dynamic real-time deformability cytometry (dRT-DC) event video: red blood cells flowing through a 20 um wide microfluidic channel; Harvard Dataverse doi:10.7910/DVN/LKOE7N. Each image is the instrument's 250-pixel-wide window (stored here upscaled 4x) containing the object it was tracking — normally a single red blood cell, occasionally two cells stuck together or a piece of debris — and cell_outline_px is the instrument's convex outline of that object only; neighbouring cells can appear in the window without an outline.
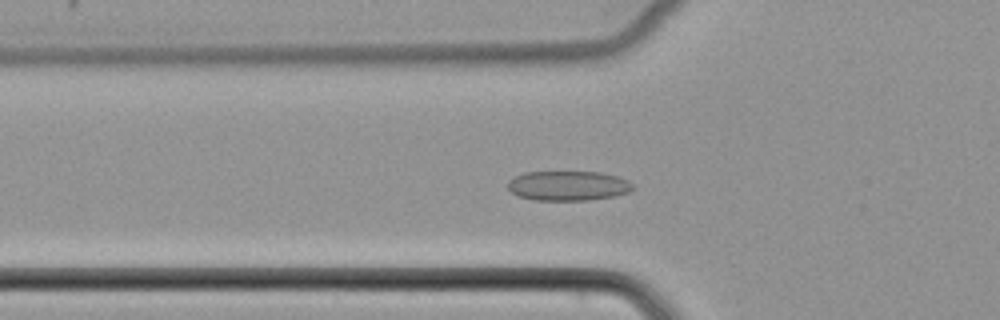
{"species": "common noctule bat (a hibernating species)", "species_latin": "Nyctalus noctula", "temperature_condition": "cold", "stored_images_in_passage": 51, "camera_frame_rate_fps": 3000, "um_per_image_px": 0.085, "animal": {"sex": "female", "body_mass_g": 22.7, "forearm_length_mm": 54.2}, "frame": {"image": 1, "passage_image": 19, "time_ms": 6.0, "image_size_px": [1000, 320], "cell_outline_px": [[636, 188], [628, 192], [616, 196], [588, 200], [532, 200], [520, 196], [512, 192], [508, 188], [508, 180], [524, 172], [600, 172], [620, 176], [628, 180]], "centroid_in_image_um": [48.33, 15.78], "position_along_channel_um": 77.5, "area_um2": 21.79}}
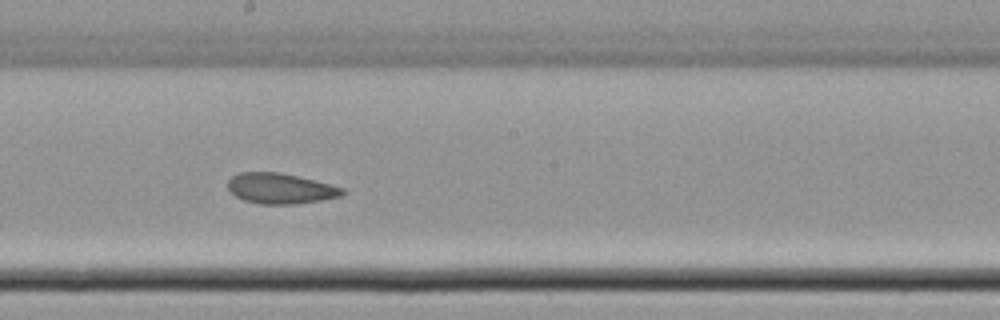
{"frame": {"image": 2, "passage_image": 30, "time_ms": 9.667, "image_size_px": [1000, 320], "cell_outline_px": [[348, 192], [340, 196], [320, 200], [296, 204], [260, 204], [244, 200], [236, 196], [228, 188], [228, 180], [232, 176], [240, 172], [280, 172], [344, 188]], "centroid_in_image_um": [23.82, 16.02], "position_along_channel_um": 224.4, "area_um2": 20.17}}
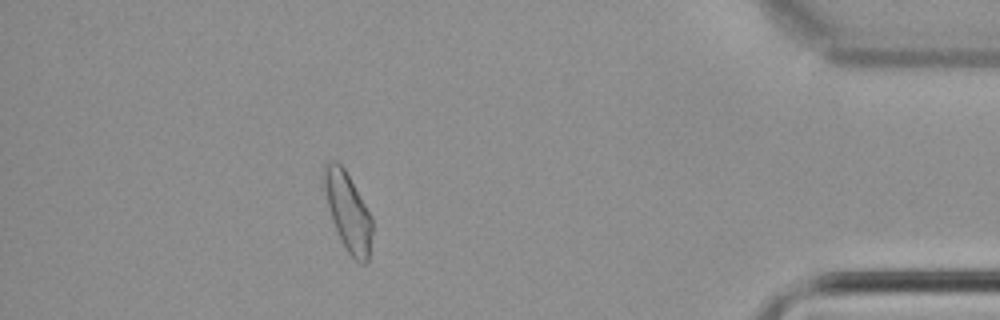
{"frame": {"image": 3, "passage_image": 47, "time_ms": 15.333, "image_size_px": [1000, 320], "cell_outline_px": [[372, 232], [368, 264], [360, 264], [344, 248], [332, 220], [320, 180], [324, 168], [328, 160], [336, 160], [344, 168], [372, 216]], "centroid_in_image_um": [29.55, 17.97], "position_along_channel_um": 405.7, "area_um2": 22.31}}